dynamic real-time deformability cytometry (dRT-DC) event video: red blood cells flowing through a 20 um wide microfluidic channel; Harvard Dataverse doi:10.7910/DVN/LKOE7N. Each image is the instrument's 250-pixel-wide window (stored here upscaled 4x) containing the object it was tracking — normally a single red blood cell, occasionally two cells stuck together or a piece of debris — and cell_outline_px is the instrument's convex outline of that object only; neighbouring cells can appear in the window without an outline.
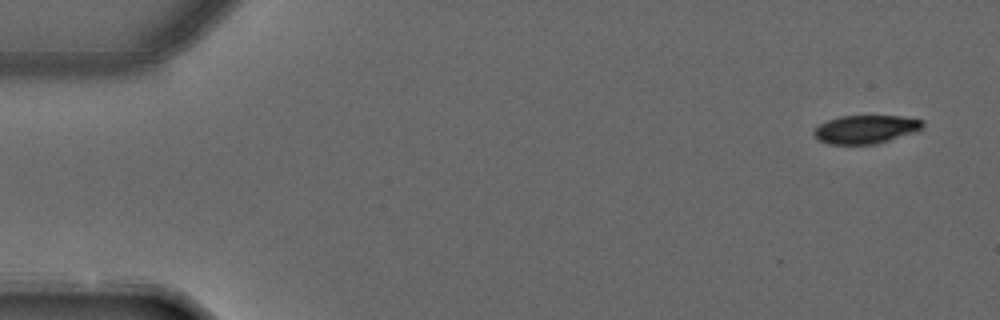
{"species": "common noctule bat (a hibernating species)", "species_latin": "Nyctalus noctula", "temperature_condition": "warm", "stored_images_in_passage": 4, "camera_frame_rate_fps": 3000, "um_per_image_px": 0.085, "animal": {"sex": "male", "forearm_length_mm": 52.5}, "frame": {"image": 1, "passage_image": 1, "time_ms": 0.0, "image_size_px": [1000, 320], "cell_outline_px": [[924, 124], [920, 128], [888, 140], [876, 144], [828, 144], [816, 140], [812, 136], [812, 132], [820, 124], [828, 120], [840, 116], [900, 116], [924, 120]], "centroid_in_image_um": [73.48, 10.99], "position_along_channel_um": 11.5, "area_um2": 17.74}}